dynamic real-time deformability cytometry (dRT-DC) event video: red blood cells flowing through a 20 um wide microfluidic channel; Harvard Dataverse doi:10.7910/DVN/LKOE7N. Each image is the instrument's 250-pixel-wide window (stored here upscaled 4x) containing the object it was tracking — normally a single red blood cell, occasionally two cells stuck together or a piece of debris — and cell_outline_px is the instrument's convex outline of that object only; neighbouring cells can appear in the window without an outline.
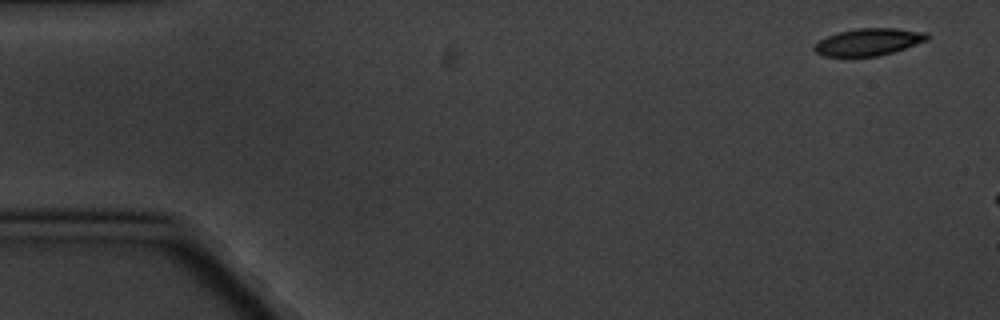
{"species": "common noctule bat (a hibernating species)", "species_latin": "Nyctalus noctula", "temperature_condition": "cold", "stored_images_in_passage": 5, "camera_frame_rate_fps": 3000, "um_per_image_px": 0.085, "animal": {"sex": "male", "body_mass_g": 20.1, "forearm_length_mm": 53.5}, "frame": {"image": 1, "passage_image": 1, "time_ms": 0.0, "image_size_px": [1000, 320], "cell_outline_px": [[928, 40], [880, 56], [824, 56], [816, 52], [812, 48], [820, 40], [828, 36], [840, 32], [856, 28], [896, 28], [928, 32]], "centroid_in_image_um": [73.85, 3.56], "position_along_channel_um": 11.2, "area_um2": 17.69}}